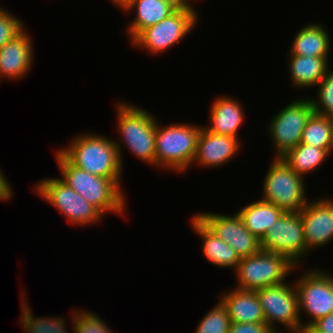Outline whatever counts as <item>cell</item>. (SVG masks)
<instances>
[{
    "instance_id": "cell-12",
    "label": "cell",
    "mask_w": 333,
    "mask_h": 333,
    "mask_svg": "<svg viewBox=\"0 0 333 333\" xmlns=\"http://www.w3.org/2000/svg\"><path fill=\"white\" fill-rule=\"evenodd\" d=\"M261 250L287 256L301 266L306 259V243L300 212H284L260 240Z\"/></svg>"
},
{
    "instance_id": "cell-1",
    "label": "cell",
    "mask_w": 333,
    "mask_h": 333,
    "mask_svg": "<svg viewBox=\"0 0 333 333\" xmlns=\"http://www.w3.org/2000/svg\"><path fill=\"white\" fill-rule=\"evenodd\" d=\"M55 161L61 172L59 177L74 191L97 208L103 215L119 214L121 217L127 211L122 179H109L88 173L72 165L58 150ZM124 212V213H123Z\"/></svg>"
},
{
    "instance_id": "cell-4",
    "label": "cell",
    "mask_w": 333,
    "mask_h": 333,
    "mask_svg": "<svg viewBox=\"0 0 333 333\" xmlns=\"http://www.w3.org/2000/svg\"><path fill=\"white\" fill-rule=\"evenodd\" d=\"M159 122L155 131V168L186 172L194 161L202 125L176 122L164 126Z\"/></svg>"
},
{
    "instance_id": "cell-26",
    "label": "cell",
    "mask_w": 333,
    "mask_h": 333,
    "mask_svg": "<svg viewBox=\"0 0 333 333\" xmlns=\"http://www.w3.org/2000/svg\"><path fill=\"white\" fill-rule=\"evenodd\" d=\"M301 143L333 153V118L313 112L303 130Z\"/></svg>"
},
{
    "instance_id": "cell-25",
    "label": "cell",
    "mask_w": 333,
    "mask_h": 333,
    "mask_svg": "<svg viewBox=\"0 0 333 333\" xmlns=\"http://www.w3.org/2000/svg\"><path fill=\"white\" fill-rule=\"evenodd\" d=\"M21 319L19 325L24 330L23 333H70L66 329L67 322L62 316L36 317L34 316L30 304L25 296L24 290L21 291ZM29 304V305H28Z\"/></svg>"
},
{
    "instance_id": "cell-24",
    "label": "cell",
    "mask_w": 333,
    "mask_h": 333,
    "mask_svg": "<svg viewBox=\"0 0 333 333\" xmlns=\"http://www.w3.org/2000/svg\"><path fill=\"white\" fill-rule=\"evenodd\" d=\"M330 155L326 149L299 143L296 147L288 150L281 158L298 175L305 178L309 173L318 170Z\"/></svg>"
},
{
    "instance_id": "cell-20",
    "label": "cell",
    "mask_w": 333,
    "mask_h": 333,
    "mask_svg": "<svg viewBox=\"0 0 333 333\" xmlns=\"http://www.w3.org/2000/svg\"><path fill=\"white\" fill-rule=\"evenodd\" d=\"M231 322L266 323L256 291L229 289L219 295Z\"/></svg>"
},
{
    "instance_id": "cell-27",
    "label": "cell",
    "mask_w": 333,
    "mask_h": 333,
    "mask_svg": "<svg viewBox=\"0 0 333 333\" xmlns=\"http://www.w3.org/2000/svg\"><path fill=\"white\" fill-rule=\"evenodd\" d=\"M231 321L225 306L218 300L197 325L194 333H228Z\"/></svg>"
},
{
    "instance_id": "cell-31",
    "label": "cell",
    "mask_w": 333,
    "mask_h": 333,
    "mask_svg": "<svg viewBox=\"0 0 333 333\" xmlns=\"http://www.w3.org/2000/svg\"><path fill=\"white\" fill-rule=\"evenodd\" d=\"M228 333H276L266 323L231 322Z\"/></svg>"
},
{
    "instance_id": "cell-8",
    "label": "cell",
    "mask_w": 333,
    "mask_h": 333,
    "mask_svg": "<svg viewBox=\"0 0 333 333\" xmlns=\"http://www.w3.org/2000/svg\"><path fill=\"white\" fill-rule=\"evenodd\" d=\"M32 188L40 198L63 214L72 226L87 227L99 224L105 218L95 206L58 177L39 180Z\"/></svg>"
},
{
    "instance_id": "cell-11",
    "label": "cell",
    "mask_w": 333,
    "mask_h": 333,
    "mask_svg": "<svg viewBox=\"0 0 333 333\" xmlns=\"http://www.w3.org/2000/svg\"><path fill=\"white\" fill-rule=\"evenodd\" d=\"M313 112L310 97L303 96L290 101L270 118L266 131L275 150L272 157H281L301 143L303 130Z\"/></svg>"
},
{
    "instance_id": "cell-35",
    "label": "cell",
    "mask_w": 333,
    "mask_h": 333,
    "mask_svg": "<svg viewBox=\"0 0 333 333\" xmlns=\"http://www.w3.org/2000/svg\"><path fill=\"white\" fill-rule=\"evenodd\" d=\"M112 4L122 10L126 5H128L132 0H110Z\"/></svg>"
},
{
    "instance_id": "cell-29",
    "label": "cell",
    "mask_w": 333,
    "mask_h": 333,
    "mask_svg": "<svg viewBox=\"0 0 333 333\" xmlns=\"http://www.w3.org/2000/svg\"><path fill=\"white\" fill-rule=\"evenodd\" d=\"M316 87V96L310 97L314 112L333 118V70L330 69Z\"/></svg>"
},
{
    "instance_id": "cell-14",
    "label": "cell",
    "mask_w": 333,
    "mask_h": 333,
    "mask_svg": "<svg viewBox=\"0 0 333 333\" xmlns=\"http://www.w3.org/2000/svg\"><path fill=\"white\" fill-rule=\"evenodd\" d=\"M306 257L315 248L324 247L333 240V197H318L300 211Z\"/></svg>"
},
{
    "instance_id": "cell-3",
    "label": "cell",
    "mask_w": 333,
    "mask_h": 333,
    "mask_svg": "<svg viewBox=\"0 0 333 333\" xmlns=\"http://www.w3.org/2000/svg\"><path fill=\"white\" fill-rule=\"evenodd\" d=\"M116 105L114 109H116L117 114L118 125L116 128L119 131V139L113 138V140L118 148L122 167L124 166V157L122 155L124 147L140 161L146 163V165L155 167L157 117L152 115L148 109L136 104L121 101Z\"/></svg>"
},
{
    "instance_id": "cell-17",
    "label": "cell",
    "mask_w": 333,
    "mask_h": 333,
    "mask_svg": "<svg viewBox=\"0 0 333 333\" xmlns=\"http://www.w3.org/2000/svg\"><path fill=\"white\" fill-rule=\"evenodd\" d=\"M209 123L204 127L214 134L238 138V133L244 123V108L238 99L229 95L214 98L210 105Z\"/></svg>"
},
{
    "instance_id": "cell-18",
    "label": "cell",
    "mask_w": 333,
    "mask_h": 333,
    "mask_svg": "<svg viewBox=\"0 0 333 333\" xmlns=\"http://www.w3.org/2000/svg\"><path fill=\"white\" fill-rule=\"evenodd\" d=\"M178 7L169 0H132L122 12H135V17L126 26L131 42L142 30L161 22Z\"/></svg>"
},
{
    "instance_id": "cell-10",
    "label": "cell",
    "mask_w": 333,
    "mask_h": 333,
    "mask_svg": "<svg viewBox=\"0 0 333 333\" xmlns=\"http://www.w3.org/2000/svg\"><path fill=\"white\" fill-rule=\"evenodd\" d=\"M293 282L286 281L255 290L265 322L276 333H301L298 295ZM278 324L286 328L285 331L276 327Z\"/></svg>"
},
{
    "instance_id": "cell-23",
    "label": "cell",
    "mask_w": 333,
    "mask_h": 333,
    "mask_svg": "<svg viewBox=\"0 0 333 333\" xmlns=\"http://www.w3.org/2000/svg\"><path fill=\"white\" fill-rule=\"evenodd\" d=\"M246 228L261 240L284 211L262 199L250 202L237 211Z\"/></svg>"
},
{
    "instance_id": "cell-2",
    "label": "cell",
    "mask_w": 333,
    "mask_h": 333,
    "mask_svg": "<svg viewBox=\"0 0 333 333\" xmlns=\"http://www.w3.org/2000/svg\"><path fill=\"white\" fill-rule=\"evenodd\" d=\"M86 131L70 140L68 146L57 149L72 165L90 174L109 179H121L123 167L113 137Z\"/></svg>"
},
{
    "instance_id": "cell-6",
    "label": "cell",
    "mask_w": 333,
    "mask_h": 333,
    "mask_svg": "<svg viewBox=\"0 0 333 333\" xmlns=\"http://www.w3.org/2000/svg\"><path fill=\"white\" fill-rule=\"evenodd\" d=\"M198 15L194 6L178 7L161 22L142 30L130 45L147 50L150 55L163 54L187 39L198 24Z\"/></svg>"
},
{
    "instance_id": "cell-21",
    "label": "cell",
    "mask_w": 333,
    "mask_h": 333,
    "mask_svg": "<svg viewBox=\"0 0 333 333\" xmlns=\"http://www.w3.org/2000/svg\"><path fill=\"white\" fill-rule=\"evenodd\" d=\"M321 22H314L301 27L293 37L289 55L330 58L331 37Z\"/></svg>"
},
{
    "instance_id": "cell-33",
    "label": "cell",
    "mask_w": 333,
    "mask_h": 333,
    "mask_svg": "<svg viewBox=\"0 0 333 333\" xmlns=\"http://www.w3.org/2000/svg\"><path fill=\"white\" fill-rule=\"evenodd\" d=\"M13 193L10 181L7 179L6 175L3 174L0 168V201H11L14 196Z\"/></svg>"
},
{
    "instance_id": "cell-13",
    "label": "cell",
    "mask_w": 333,
    "mask_h": 333,
    "mask_svg": "<svg viewBox=\"0 0 333 333\" xmlns=\"http://www.w3.org/2000/svg\"><path fill=\"white\" fill-rule=\"evenodd\" d=\"M233 214L198 212L194 215L217 237L228 243L240 259L256 254L261 250L260 240L246 228L237 212Z\"/></svg>"
},
{
    "instance_id": "cell-30",
    "label": "cell",
    "mask_w": 333,
    "mask_h": 333,
    "mask_svg": "<svg viewBox=\"0 0 333 333\" xmlns=\"http://www.w3.org/2000/svg\"><path fill=\"white\" fill-rule=\"evenodd\" d=\"M25 29L24 22L0 7V49Z\"/></svg>"
},
{
    "instance_id": "cell-22",
    "label": "cell",
    "mask_w": 333,
    "mask_h": 333,
    "mask_svg": "<svg viewBox=\"0 0 333 333\" xmlns=\"http://www.w3.org/2000/svg\"><path fill=\"white\" fill-rule=\"evenodd\" d=\"M330 58L289 55L288 67L291 85L295 88H315L324 78L329 68Z\"/></svg>"
},
{
    "instance_id": "cell-15",
    "label": "cell",
    "mask_w": 333,
    "mask_h": 333,
    "mask_svg": "<svg viewBox=\"0 0 333 333\" xmlns=\"http://www.w3.org/2000/svg\"><path fill=\"white\" fill-rule=\"evenodd\" d=\"M238 138L209 132L204 125L201 127L194 164L204 168L222 167L237 157L242 146Z\"/></svg>"
},
{
    "instance_id": "cell-5",
    "label": "cell",
    "mask_w": 333,
    "mask_h": 333,
    "mask_svg": "<svg viewBox=\"0 0 333 333\" xmlns=\"http://www.w3.org/2000/svg\"><path fill=\"white\" fill-rule=\"evenodd\" d=\"M299 268L285 255L260 250L240 260L234 271L237 278L234 288L255 291L282 284L287 281V276L297 272Z\"/></svg>"
},
{
    "instance_id": "cell-34",
    "label": "cell",
    "mask_w": 333,
    "mask_h": 333,
    "mask_svg": "<svg viewBox=\"0 0 333 333\" xmlns=\"http://www.w3.org/2000/svg\"><path fill=\"white\" fill-rule=\"evenodd\" d=\"M172 3H174L177 7H185V6H193V2H195L196 0H193V2L191 3L192 0H169Z\"/></svg>"
},
{
    "instance_id": "cell-32",
    "label": "cell",
    "mask_w": 333,
    "mask_h": 333,
    "mask_svg": "<svg viewBox=\"0 0 333 333\" xmlns=\"http://www.w3.org/2000/svg\"><path fill=\"white\" fill-rule=\"evenodd\" d=\"M302 333H333V312L316 320Z\"/></svg>"
},
{
    "instance_id": "cell-16",
    "label": "cell",
    "mask_w": 333,
    "mask_h": 333,
    "mask_svg": "<svg viewBox=\"0 0 333 333\" xmlns=\"http://www.w3.org/2000/svg\"><path fill=\"white\" fill-rule=\"evenodd\" d=\"M27 32L25 28L0 49V80H21L31 70L35 59L34 45Z\"/></svg>"
},
{
    "instance_id": "cell-28",
    "label": "cell",
    "mask_w": 333,
    "mask_h": 333,
    "mask_svg": "<svg viewBox=\"0 0 333 333\" xmlns=\"http://www.w3.org/2000/svg\"><path fill=\"white\" fill-rule=\"evenodd\" d=\"M71 310L72 333H115L100 316L88 310Z\"/></svg>"
},
{
    "instance_id": "cell-7",
    "label": "cell",
    "mask_w": 333,
    "mask_h": 333,
    "mask_svg": "<svg viewBox=\"0 0 333 333\" xmlns=\"http://www.w3.org/2000/svg\"><path fill=\"white\" fill-rule=\"evenodd\" d=\"M264 176L261 199L271 202L284 212H300L308 203L307 186L281 157H272Z\"/></svg>"
},
{
    "instance_id": "cell-19",
    "label": "cell",
    "mask_w": 333,
    "mask_h": 333,
    "mask_svg": "<svg viewBox=\"0 0 333 333\" xmlns=\"http://www.w3.org/2000/svg\"><path fill=\"white\" fill-rule=\"evenodd\" d=\"M189 223L193 232L202 239L201 252L205 260L216 267L235 271L241 260L236 251L211 232L194 214Z\"/></svg>"
},
{
    "instance_id": "cell-9",
    "label": "cell",
    "mask_w": 333,
    "mask_h": 333,
    "mask_svg": "<svg viewBox=\"0 0 333 333\" xmlns=\"http://www.w3.org/2000/svg\"><path fill=\"white\" fill-rule=\"evenodd\" d=\"M302 272L293 280L298 295L301 333L316 320L333 312V273L319 268ZM302 314L310 318L305 323Z\"/></svg>"
}]
</instances>
